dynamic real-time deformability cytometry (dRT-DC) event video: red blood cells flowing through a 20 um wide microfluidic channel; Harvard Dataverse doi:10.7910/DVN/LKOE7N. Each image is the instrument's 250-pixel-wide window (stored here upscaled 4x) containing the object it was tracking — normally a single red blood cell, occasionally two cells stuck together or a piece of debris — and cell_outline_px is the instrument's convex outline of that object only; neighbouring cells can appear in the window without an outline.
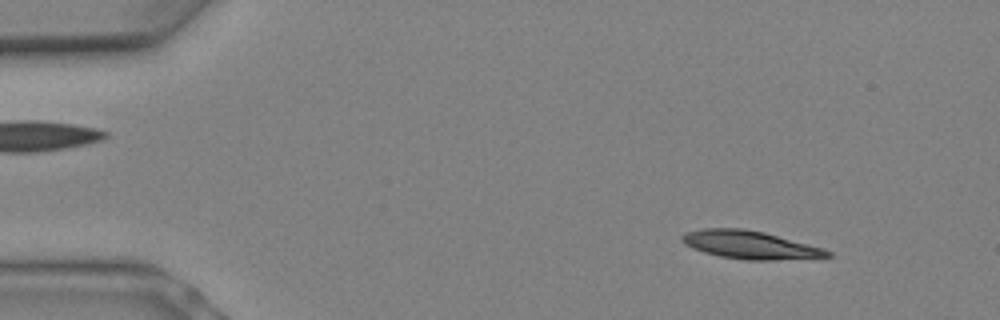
{"species": "Egyptian fruit bat (a non-hibernating species)", "species_latin": "Rousettus aegyptiacus", "temperature_condition": "warm", "stored_images_in_passage": 5, "camera_frame_rate_fps": 3000, "um_per_image_px": 0.085, "animal": {"sex": "female"}, "frame": {"image": 1, "passage_image": 1, "time_ms": 0.0, "image_size_px": [1000, 320], "cell_outline_px": [[832, 256], [776, 260], [744, 260], [720, 256], [704, 252], [692, 248], [684, 244], [680, 240], [680, 236], [684, 232], [704, 228], [744, 228], [764, 232], [824, 248], [832, 252]], "centroid_in_image_um": [63.71, 20.8], "position_along_channel_um": 21.3, "area_um2": 23.87}}
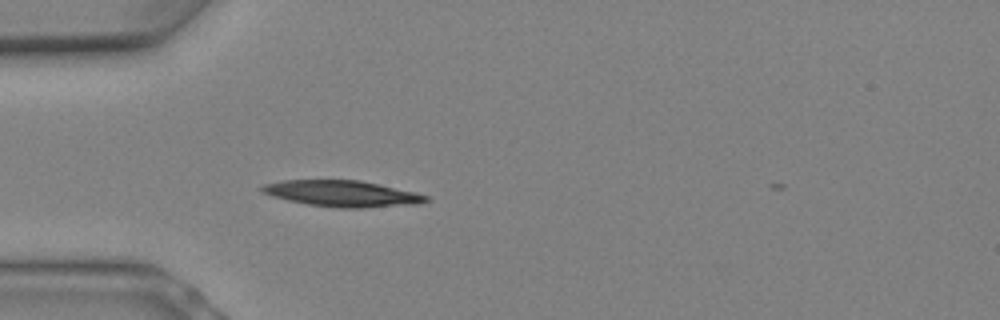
{"frame": {"image": 2, "passage_image": 5, "time_ms": 1.333, "image_size_px": [1000, 320], "cell_outline_px": [[432, 200], [420, 204], [364, 208], [336, 208], [308, 204], [288, 200], [272, 196], [260, 192], [260, 188], [264, 184], [280, 180], [360, 180], [416, 192], [428, 196]], "centroid_in_image_um": [29.12, 16.46], "position_along_channel_um": 55.9, "area_um2": 25.26}}